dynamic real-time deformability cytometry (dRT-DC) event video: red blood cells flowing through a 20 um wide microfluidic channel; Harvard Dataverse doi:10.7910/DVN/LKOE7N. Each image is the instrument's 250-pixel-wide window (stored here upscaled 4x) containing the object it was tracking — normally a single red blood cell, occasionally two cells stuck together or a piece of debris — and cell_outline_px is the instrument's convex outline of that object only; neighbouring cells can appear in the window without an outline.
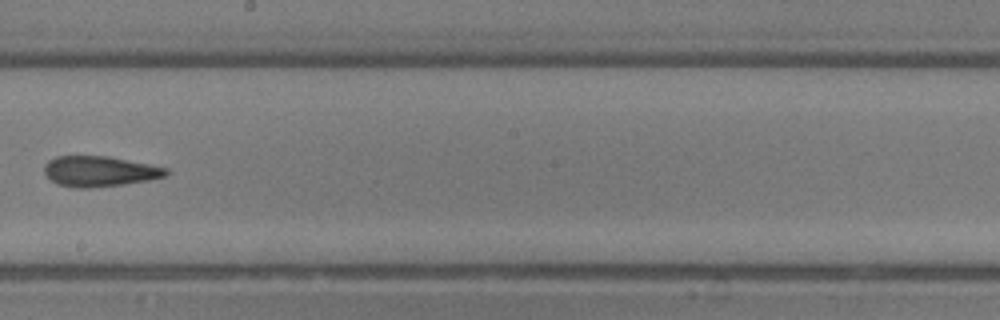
{"species": "common noctule bat (a hibernating species)", "species_latin": "Nyctalus noctula", "temperature_condition": "room temperature", "stored_images_in_passage": 25, "camera_frame_rate_fps": 3000, "um_per_image_px": 0.085, "animal": {"sex": "male", "body_mass_g": 13.3}, "frame": {"image": 1, "passage_image": 11, "time_ms": 3.333, "image_size_px": [1000, 320], "cell_outline_px": [[168, 176], [148, 180], [120, 184], [88, 188], [72, 188], [56, 184], [44, 172], [44, 164], [48, 160], [56, 156], [108, 156], [168, 168]], "centroid_in_image_um": [8.43, 14.56], "position_along_channel_um": 239.8, "area_um2": 21.56}}
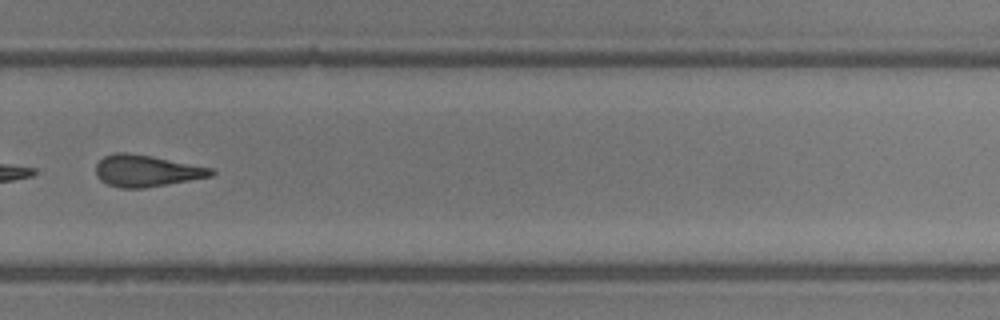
{"frame": {"image": 2, "passage_image": 15, "time_ms": 4.667, "image_size_px": [1000, 320], "cell_outline_px": [[216, 172], [212, 176], [144, 188], [120, 188], [108, 184], [100, 180], [96, 176], [96, 164], [104, 156], [116, 152], [128, 152], [152, 156], [212, 168]], "centroid_in_image_um": [12.42, 14.51], "position_along_channel_um": 317.4, "area_um2": 21.21}}